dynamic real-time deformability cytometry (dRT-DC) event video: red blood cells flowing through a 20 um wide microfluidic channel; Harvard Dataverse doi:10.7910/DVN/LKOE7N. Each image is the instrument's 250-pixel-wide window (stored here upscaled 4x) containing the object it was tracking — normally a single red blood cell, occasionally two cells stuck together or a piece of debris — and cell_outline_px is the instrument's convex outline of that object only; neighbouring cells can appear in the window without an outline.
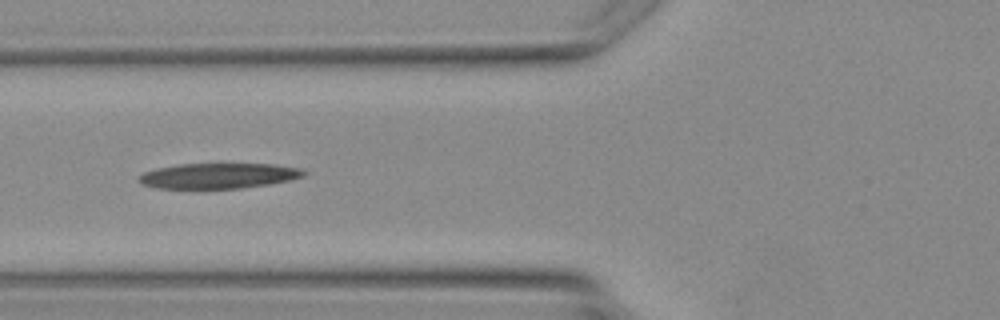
{"species": "Egyptian fruit bat (a non-hibernating species)", "species_latin": "Rousettus aegyptiacus", "temperature_condition": "warm", "stored_images_in_passage": 5, "camera_frame_rate_fps": 3000, "um_per_image_px": 0.085, "animal": {"sex": "female"}, "frame": {"image": 1, "passage_image": 5, "time_ms": 5.0, "image_size_px": [1000, 320], "cell_outline_px": [[308, 172], [304, 176], [288, 180], [268, 184], [240, 188], [156, 188], [144, 184], [136, 180], [136, 176], [144, 172], [156, 168], [180, 164], [272, 164], [304, 168]], "centroid_in_image_um": [18.57, 14.93], "position_along_channel_um": 107.2, "area_um2": 24.39}}